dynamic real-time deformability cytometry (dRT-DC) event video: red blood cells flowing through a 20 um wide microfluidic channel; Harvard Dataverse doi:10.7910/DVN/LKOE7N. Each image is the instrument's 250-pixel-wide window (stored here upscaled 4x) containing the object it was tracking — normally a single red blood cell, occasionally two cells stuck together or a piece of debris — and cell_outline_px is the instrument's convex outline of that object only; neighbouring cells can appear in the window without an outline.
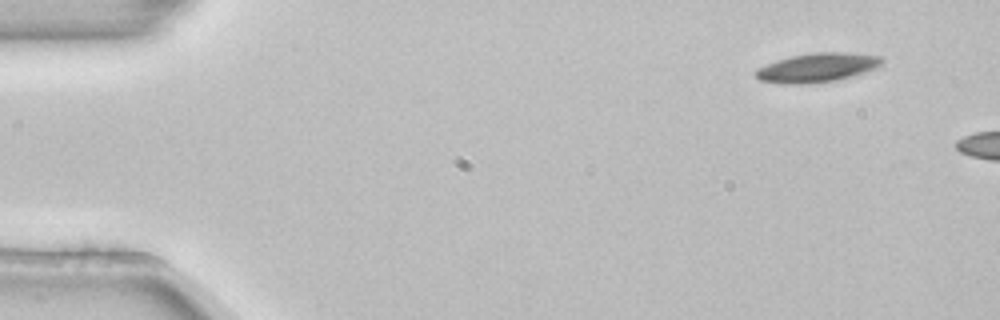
{"species": "common noctule bat (a hibernating species)", "species_latin": "Nyctalus noctula", "temperature_condition": "room temperature", "stored_images_in_passage": 3, "camera_frame_rate_fps": 3000, "um_per_image_px": 0.085, "animal": {"sex": "female", "body_mass_g": 22.7, "forearm_length_mm": 54.2}, "frame": {"image": 1, "passage_image": 1, "time_ms": 0.0, "image_size_px": [1000, 320], "cell_outline_px": [[884, 60], [876, 68], [840, 80], [808, 84], [788, 84], [760, 80], [752, 72], [768, 64], [792, 56], [812, 52], [844, 52], [884, 56]], "centroid_in_image_um": [69.52, 5.75], "position_along_channel_um": 15.5, "area_um2": 21.33}}